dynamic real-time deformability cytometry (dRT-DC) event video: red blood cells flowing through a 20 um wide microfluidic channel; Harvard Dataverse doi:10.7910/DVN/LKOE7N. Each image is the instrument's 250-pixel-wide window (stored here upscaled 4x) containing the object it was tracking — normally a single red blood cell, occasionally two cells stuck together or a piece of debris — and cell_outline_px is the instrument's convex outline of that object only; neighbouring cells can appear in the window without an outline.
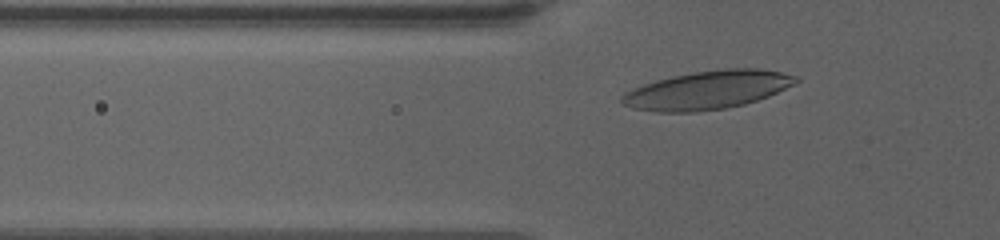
{"species": "human", "species_latin": "Homo sapiens", "temperature_condition": "warm", "stored_images_in_passage": 46, "camera_frame_rate_fps": 3000, "um_per_image_px": 0.085, "donor": {"sex": "female"}, "frame": {"image": 1, "passage_image": 13, "time_ms": 3.0, "image_size_px": [1000, 240], "cell_outline_px": [[800, 80], [796, 84], [768, 96], [744, 104], [724, 108], [696, 112], [656, 112], [632, 108], [624, 104], [620, 100], [620, 96], [624, 92], [632, 88], [656, 80], [672, 76], [692, 72], [724, 68], [760, 68], [780, 72], [796, 76]], "centroid_in_image_um": [60.12, 7.65], "position_along_channel_um": 65.7, "area_um2": 39.02}}
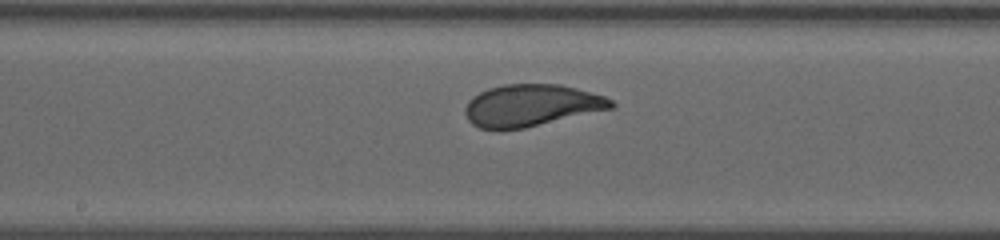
{"frame": {"image": 2, "passage_image": 31, "time_ms": 7.333, "image_size_px": [1000, 240], "cell_outline_px": [[616, 104], [612, 108], [524, 128], [480, 128], [472, 124], [468, 120], [464, 112], [464, 108], [468, 100], [472, 96], [488, 88], [504, 84], [560, 84], [576, 88], [604, 96], [612, 100]], "centroid_in_image_um": [45.13, 8.94], "position_along_channel_um": 203.1, "area_um2": 35.37}}
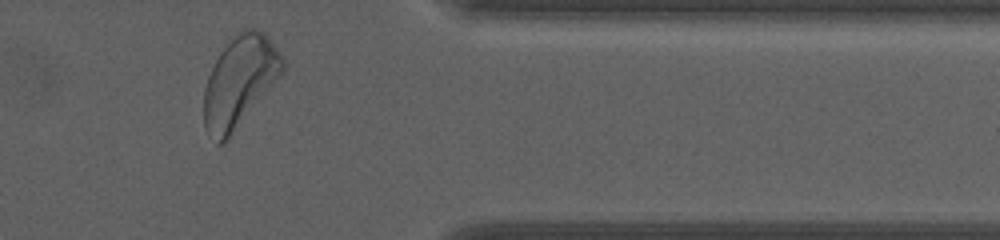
{"frame": {"image": 3, "passage_image": 46, "time_ms": 13.333, "image_size_px": [1000, 240], "cell_outline_px": [[284, 68], [280, 76], [228, 140], [224, 144], [216, 144], [204, 128], [204, 88], [208, 76], [220, 52], [236, 32], [244, 28], [256, 28], [264, 32], [268, 36], [280, 52], [284, 60]], "centroid_in_image_um": [20.36, 6.94], "position_along_channel_um": 391.0, "area_um2": 41.79}, "authors_computed_cell_mechanics": {"area_um2": 35.4603, "velocity_mm_per_s": 3.3165, "shape_relaxation_time_tau1_ms": 3.4042, "shape_relaxation_time_tau2_ms": 0.9103, "deformation_change_tau1": 0.1626, "deformation_change_tau2": 0.0783}}